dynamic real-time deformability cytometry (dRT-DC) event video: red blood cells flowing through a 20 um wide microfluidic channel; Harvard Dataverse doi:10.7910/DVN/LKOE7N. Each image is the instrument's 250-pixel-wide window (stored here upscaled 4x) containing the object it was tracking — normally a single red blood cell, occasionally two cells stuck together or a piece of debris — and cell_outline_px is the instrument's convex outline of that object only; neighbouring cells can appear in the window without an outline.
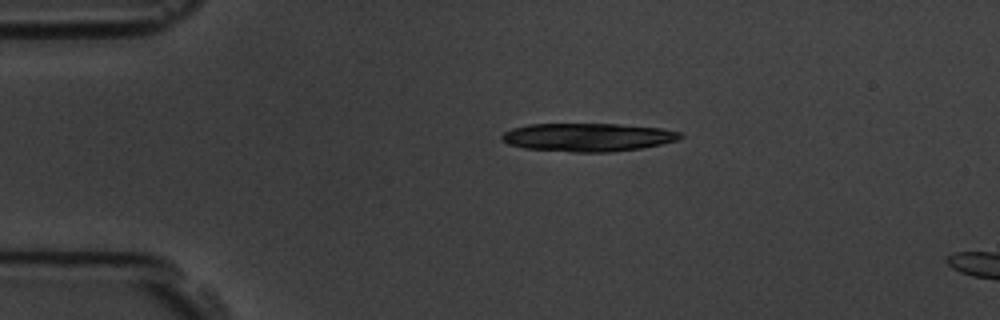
{"species": "common noctule bat (a hibernating species)", "species_latin": "Nyctalus noctula", "temperature_condition": "room temperature", "stored_images_in_passage": 3, "camera_frame_rate_fps": 3000, "um_per_image_px": 0.085, "animal": {"sex": "male", "body_mass_g": 19.5, "forearm_length_mm": 54.6}, "frame": {"image": 1, "passage_image": 1, "time_ms": 0.0, "image_size_px": [1000, 320], "cell_outline_px": [[684, 136], [676, 140], [660, 144], [640, 148], [612, 152], [572, 152], [524, 148], [508, 144], [500, 140], [500, 136], [504, 132], [512, 128], [528, 124], [620, 124], [660, 128], [680, 132]], "centroid_in_image_um": [49.92, 11.66], "position_along_channel_um": 35.1, "area_um2": 29.42}}